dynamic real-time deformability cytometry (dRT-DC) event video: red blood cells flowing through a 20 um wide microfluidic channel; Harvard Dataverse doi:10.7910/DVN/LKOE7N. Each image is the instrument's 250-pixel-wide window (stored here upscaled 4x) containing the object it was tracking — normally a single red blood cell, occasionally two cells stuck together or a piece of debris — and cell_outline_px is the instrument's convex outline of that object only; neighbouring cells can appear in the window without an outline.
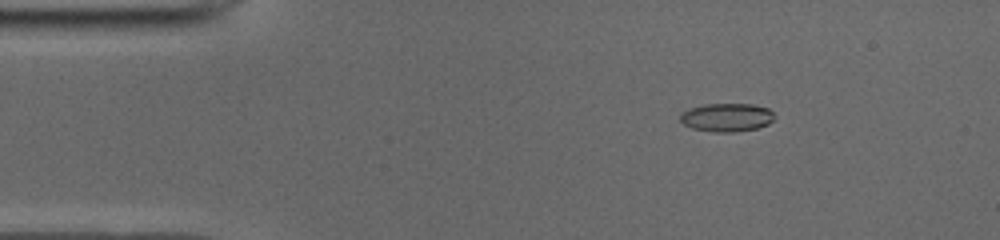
{"species": "common noctule bat (a hibernating species)", "species_latin": "Nyctalus noctula", "temperature_condition": "cold", "stored_images_in_passage": 45, "camera_frame_rate_fps": 3000, "um_per_image_px": 0.085, "animal": {"sex": "male", "body_mass_g": 19.0, "forearm_length_mm": 50.8}, "frame": {"image": 1, "passage_image": 2, "time_ms": 0.333, "image_size_px": [1000, 240], "cell_outline_px": [[776, 116], [768, 124], [756, 128], [736, 132], [712, 132], [692, 128], [684, 124], [680, 120], [680, 112], [688, 108], [704, 104], [752, 104], [768, 108]], "centroid_in_image_um": [61.75, 9.97], "position_along_channel_um": 23.3, "area_um2": 15.72}}
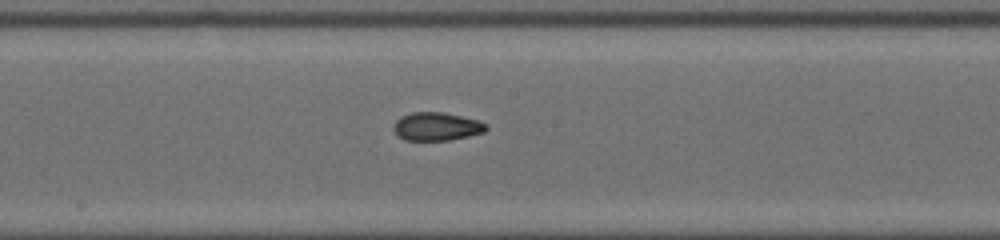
{"frame": {"image": 2, "passage_image": 21, "time_ms": 6.667, "image_size_px": [1000, 240], "cell_outline_px": [[488, 128], [484, 132], [468, 136], [448, 140], [404, 140], [396, 136], [392, 128], [396, 120], [400, 116], [412, 112], [440, 112], [460, 116], [476, 120], [488, 124]], "centroid_in_image_um": [37.06, 10.76], "position_along_channel_um": 211.1, "area_um2": 15.26}}
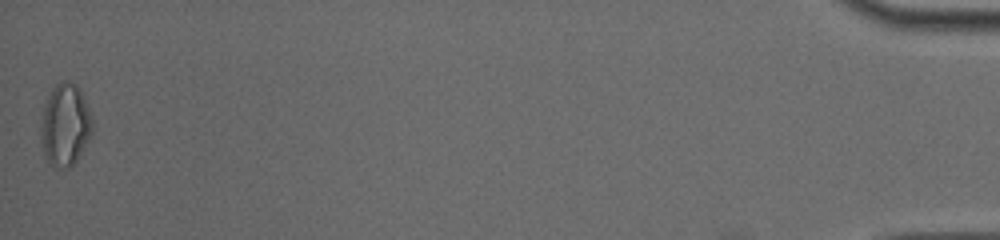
{"frame": {"image": 3, "passage_image": 45, "time_ms": 14.667, "image_size_px": [1000, 240], "cell_outline_px": [[92, 132], [76, 160], [68, 168], [56, 168], [44, 156], [40, 144], [40, 128], [44, 104], [52, 88], [56, 84], [64, 80], [68, 80], [76, 84], [84, 96], [92, 116]], "centroid_in_image_um": [5.52, 10.59], "position_along_channel_um": 429.7, "area_um2": 24.8}, "authors_computed_cell_mechanics": {"area_um2": 15.7216, "velocity_mm_per_s": 3.9734, "shape_relaxation_time_tau1_ms": null, "shape_relaxation_time_tau2_ms": 1.9948, "deformation_change_tau1": null, "deformation_change_tau2": 0.0754}}